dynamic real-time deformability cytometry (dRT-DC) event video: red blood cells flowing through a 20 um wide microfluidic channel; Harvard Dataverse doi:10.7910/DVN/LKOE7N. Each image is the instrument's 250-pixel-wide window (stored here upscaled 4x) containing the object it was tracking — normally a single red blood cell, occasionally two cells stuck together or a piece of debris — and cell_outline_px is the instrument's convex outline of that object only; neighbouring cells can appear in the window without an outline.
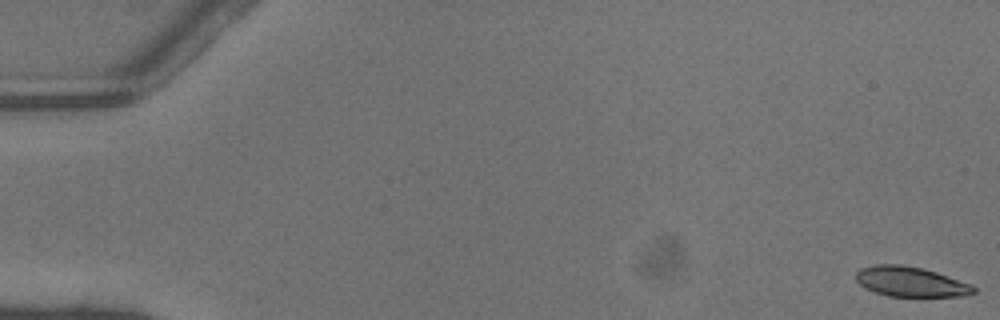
{"species": "common noctule bat (a hibernating species)", "species_latin": "Nyctalus noctula", "temperature_condition": "warm", "stored_images_in_passage": 41, "camera_frame_rate_fps": 3000, "um_per_image_px": 0.085, "animal": {"sex": "male", "body_mass_g": 13.3}, "frame": {"image": 1, "passage_image": 1, "time_ms": 0.0, "image_size_px": [1000, 320], "cell_outline_px": [[976, 292], [964, 296], [888, 296], [864, 288], [856, 280], [856, 272], [860, 268], [876, 264], [900, 264], [924, 268], [972, 284], [976, 288]], "centroid_in_image_um": [77.4, 23.94], "position_along_channel_um": 7.6, "area_um2": 20.63}}
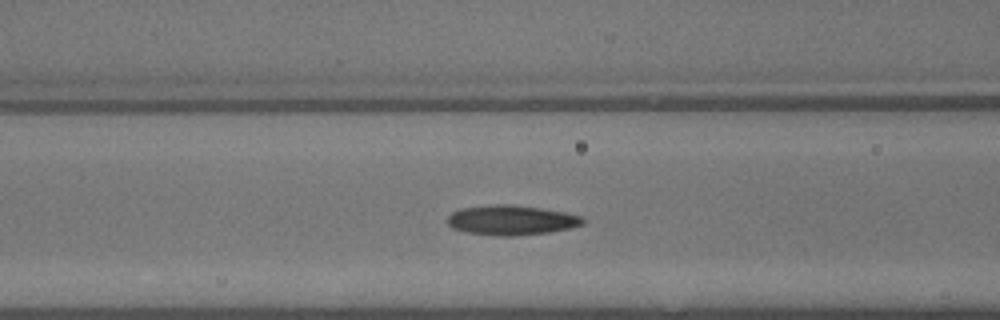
{"frame": {"image": 2, "passage_image": 20, "time_ms": 6.333, "image_size_px": [1000, 320], "cell_outline_px": [[584, 224], [568, 228], [548, 232], [516, 236], [500, 236], [464, 232], [452, 228], [448, 224], [448, 216], [452, 212], [460, 208], [496, 204], [512, 204], [540, 208], [564, 212], [584, 216]], "centroid_in_image_um": [43.45, 18.71], "position_along_channel_um": 123.1, "area_um2": 23.58}}
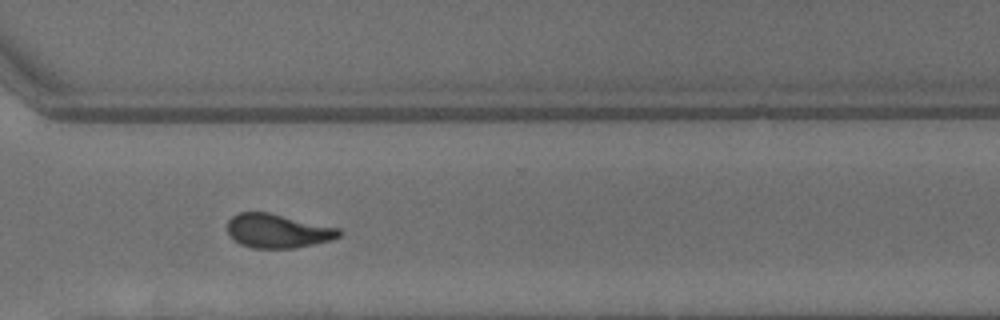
{"frame": {"image": 3, "passage_image": 35, "time_ms": 11.333, "image_size_px": [1000, 320], "cell_outline_px": [[344, 232], [340, 236], [332, 240], [292, 248], [252, 248], [240, 244], [228, 232], [228, 220], [232, 216], [240, 212], [268, 212], [340, 228]], "centroid_in_image_um": [23.64, 19.62], "position_along_channel_um": 347.0, "area_um2": 22.02}, "authors_computed_cell_mechanics": {"area_um2": 22.6576, "velocity_mm_per_s": 4.482, "shape_relaxation_time_tau1_ms": 6.7768, "shape_relaxation_time_tau2_ms": 2.8638, "deformation_change_tau1": 0.1965, "deformation_change_tau2": 0.1018}}